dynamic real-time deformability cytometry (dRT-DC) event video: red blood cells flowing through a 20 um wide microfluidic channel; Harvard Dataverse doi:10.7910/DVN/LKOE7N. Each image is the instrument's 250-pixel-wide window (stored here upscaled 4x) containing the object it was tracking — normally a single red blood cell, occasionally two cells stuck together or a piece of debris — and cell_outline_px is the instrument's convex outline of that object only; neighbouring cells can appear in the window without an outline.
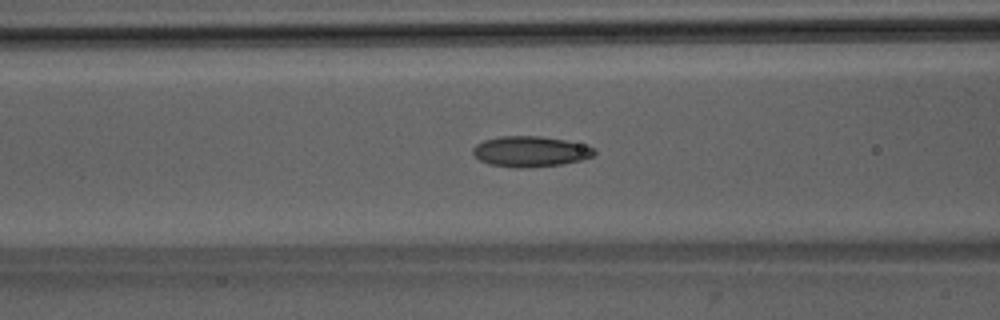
{"species": "Egyptian fruit bat (a non-hibernating species)", "species_latin": "Rousettus aegyptiacus", "temperature_condition": "room temperature", "stored_images_in_passage": 51, "camera_frame_rate_fps": 3000, "um_per_image_px": 0.085, "animal": {"sex": "male"}, "frame": {"image": 1, "passage_image": 21, "time_ms": 6.667, "image_size_px": [1000, 320], "cell_outline_px": [[596, 152], [592, 156], [580, 160], [564, 164], [520, 168], [516, 168], [488, 164], [480, 160], [472, 152], [472, 148], [476, 144], [484, 140], [500, 136], [540, 136], [564, 140], [596, 148]], "centroid_in_image_um": [45.06, 12.88], "position_along_channel_um": 121.5, "area_um2": 21.56}}
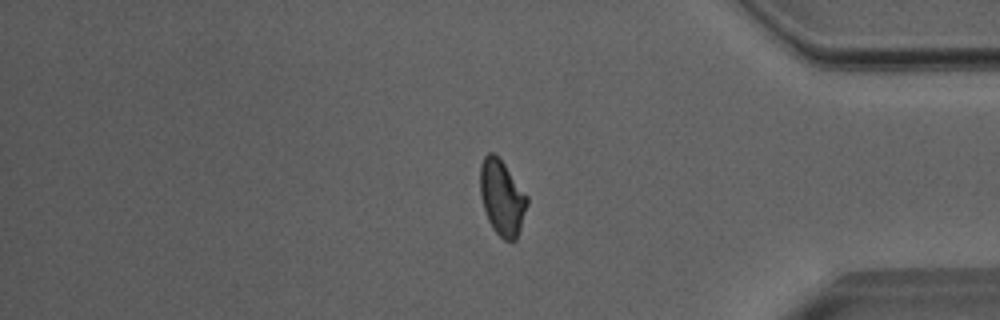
{"frame": {"image": 2, "passage_image": 43, "time_ms": 14.0, "image_size_px": [1000, 320], "cell_outline_px": [[528, 204], [516, 240], [504, 240], [492, 228], [488, 220], [480, 196], [480, 164], [484, 156], [488, 152], [492, 152], [504, 164], [528, 196]], "centroid_in_image_um": [42.66, 16.8], "position_along_channel_um": 392.5, "area_um2": 20.46}}
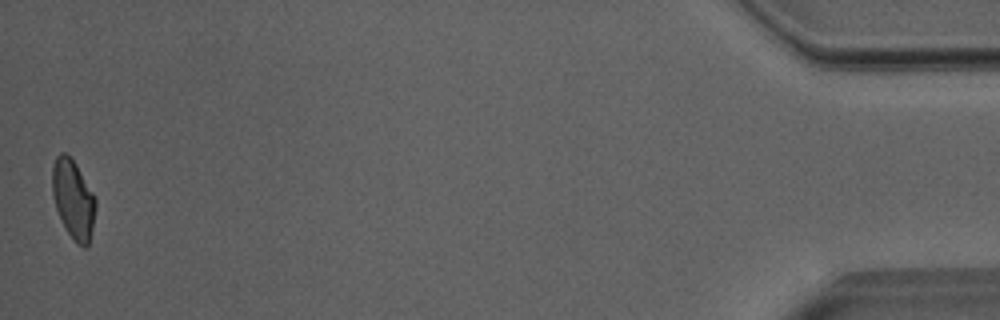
{"frame": {"image": 3, "passage_image": 51, "time_ms": 16.667, "image_size_px": [1000, 320], "cell_outline_px": [[96, 208], [88, 248], [84, 248], [76, 244], [68, 232], [56, 208], [52, 192], [52, 164], [56, 156], [60, 152], [64, 152], [76, 164], [92, 192], [96, 200]], "centroid_in_image_um": [6.22, 16.94], "position_along_channel_um": 429.0, "area_um2": 19.77}, "authors_computed_cell_mechanics": {"area_um2": 21.0392, "velocity_mm_per_s": 4.0197, "shape_relaxation_time_tau1_ms": 7.8636, "shape_relaxation_time_tau2_ms": 2.6808, "deformation_change_tau1": 0.1736, "deformation_change_tau2": 0.0787}}